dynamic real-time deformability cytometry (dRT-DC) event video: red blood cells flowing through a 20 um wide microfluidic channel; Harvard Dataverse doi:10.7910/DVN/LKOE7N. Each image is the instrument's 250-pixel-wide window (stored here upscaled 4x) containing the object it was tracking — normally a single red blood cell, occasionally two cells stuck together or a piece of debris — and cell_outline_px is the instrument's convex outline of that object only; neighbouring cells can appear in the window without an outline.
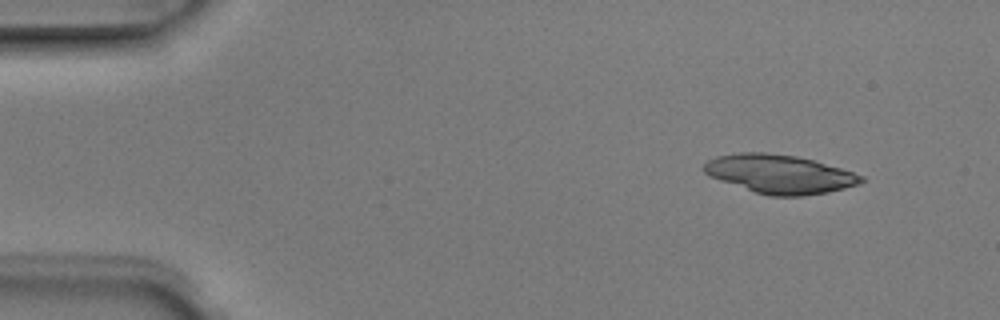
{"species": "Egyptian fruit bat (a non-hibernating species)", "species_latin": "Rousettus aegyptiacus", "temperature_condition": "room temperature", "stored_images_in_passage": 6, "camera_frame_rate_fps": 3000, "um_per_image_px": 0.085, "animal": {"sex": "male"}, "frame": {"image": 1, "passage_image": 1, "time_ms": 0.0, "image_size_px": [1000, 320], "cell_outline_px": [[864, 180], [860, 184], [828, 192], [804, 196], [768, 196], [708, 176], [704, 172], [704, 164], [708, 160], [716, 156], [740, 152], [764, 152], [796, 156], [812, 160], [840, 168], [864, 176]], "centroid_in_image_um": [66.26, 14.79], "position_along_channel_um": 18.7, "area_um2": 35.26}}